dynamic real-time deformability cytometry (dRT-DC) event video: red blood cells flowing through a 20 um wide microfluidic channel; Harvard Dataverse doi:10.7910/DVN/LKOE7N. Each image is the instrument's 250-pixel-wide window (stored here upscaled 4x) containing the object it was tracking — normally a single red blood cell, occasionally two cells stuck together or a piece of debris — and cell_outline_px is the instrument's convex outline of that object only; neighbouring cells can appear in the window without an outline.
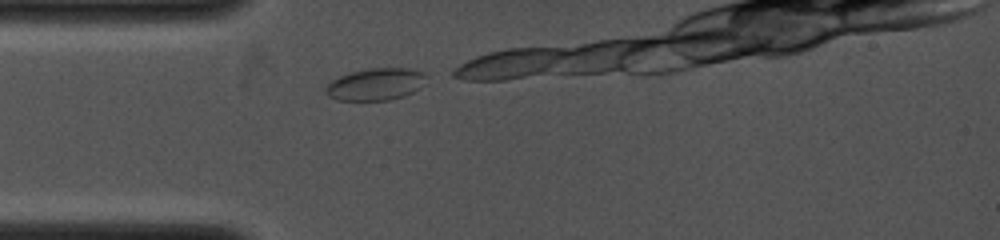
{"species": "common noctule bat (a hibernating species)", "species_latin": "Nyctalus noctula", "temperature_condition": "cold", "stored_images_in_passage": 3, "camera_frame_rate_fps": 4000, "um_per_image_px": 0.085, "animal": {"sex": "female", "body_mass_g": 19.0, "forearm_length_mm": 53.3}, "frame": {"image": 1, "passage_image": 1, "time_ms": 0.0, "image_size_px": [1000, 240], "cell_outline_px": [[428, 76], [420, 88], [404, 96], [388, 100], [336, 100], [328, 96], [324, 92], [324, 88], [332, 80], [340, 76], [352, 72], [372, 68], [408, 68], [424, 72]], "centroid_in_image_um": [31.93, 7.16], "position_along_channel_um": 53.1, "area_um2": 18.84}}